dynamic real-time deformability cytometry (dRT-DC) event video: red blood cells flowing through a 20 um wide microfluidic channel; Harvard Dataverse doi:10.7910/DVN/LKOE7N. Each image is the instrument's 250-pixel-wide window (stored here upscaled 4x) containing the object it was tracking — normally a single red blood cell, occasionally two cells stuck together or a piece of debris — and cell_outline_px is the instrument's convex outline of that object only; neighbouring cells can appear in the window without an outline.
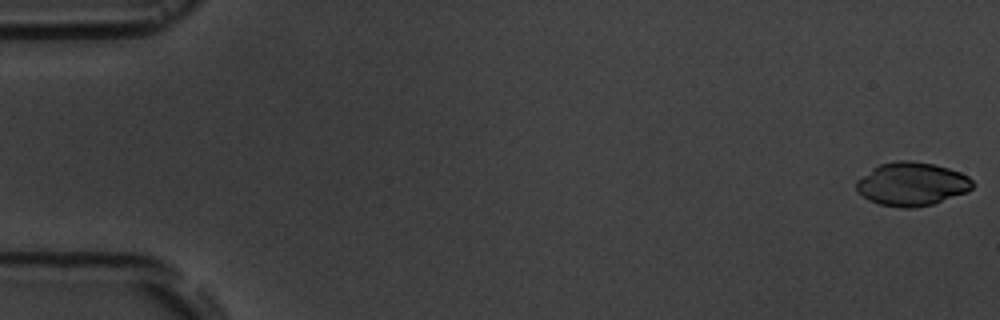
{"species": "common noctule bat (a hibernating species)", "species_latin": "Nyctalus noctula", "temperature_condition": "room temperature", "stored_images_in_passage": 6, "camera_frame_rate_fps": 3000, "um_per_image_px": 0.085, "animal": {"sex": "male", "body_mass_g": 19.5, "forearm_length_mm": 54.6}, "frame": {"image": 1, "passage_image": 1, "time_ms": 0.0, "image_size_px": [1000, 320], "cell_outline_px": [[972, 188], [968, 192], [932, 204], [916, 208], [900, 208], [880, 204], [868, 200], [856, 192], [856, 180], [872, 168], [880, 164], [896, 160], [908, 160], [932, 164], [948, 168], [960, 172], [968, 176], [972, 180]], "centroid_in_image_um": [77.47, 15.65], "position_along_channel_um": 7.5, "area_um2": 29.59}}